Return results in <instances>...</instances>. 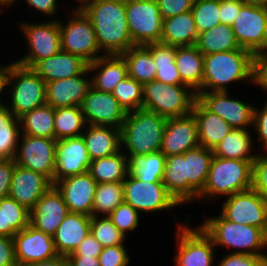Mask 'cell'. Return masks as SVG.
<instances>
[{
  "label": "cell",
  "instance_id": "7dc6e473",
  "mask_svg": "<svg viewBox=\"0 0 267 266\" xmlns=\"http://www.w3.org/2000/svg\"><path fill=\"white\" fill-rule=\"evenodd\" d=\"M108 217L125 237L126 232L134 230L139 222V212L126 202L118 205Z\"/></svg>",
  "mask_w": 267,
  "mask_h": 266
},
{
  "label": "cell",
  "instance_id": "d590c367",
  "mask_svg": "<svg viewBox=\"0 0 267 266\" xmlns=\"http://www.w3.org/2000/svg\"><path fill=\"white\" fill-rule=\"evenodd\" d=\"M196 47L203 54L242 49L236 40L232 26L219 24L198 34Z\"/></svg>",
  "mask_w": 267,
  "mask_h": 266
},
{
  "label": "cell",
  "instance_id": "681fc988",
  "mask_svg": "<svg viewBox=\"0 0 267 266\" xmlns=\"http://www.w3.org/2000/svg\"><path fill=\"white\" fill-rule=\"evenodd\" d=\"M98 260L100 266H127L130 261L123 244L103 248Z\"/></svg>",
  "mask_w": 267,
  "mask_h": 266
},
{
  "label": "cell",
  "instance_id": "d6a6232c",
  "mask_svg": "<svg viewBox=\"0 0 267 266\" xmlns=\"http://www.w3.org/2000/svg\"><path fill=\"white\" fill-rule=\"evenodd\" d=\"M128 76L144 85L155 80L157 69L151 54V44L134 45L121 54Z\"/></svg>",
  "mask_w": 267,
  "mask_h": 266
},
{
  "label": "cell",
  "instance_id": "2644e50d",
  "mask_svg": "<svg viewBox=\"0 0 267 266\" xmlns=\"http://www.w3.org/2000/svg\"><path fill=\"white\" fill-rule=\"evenodd\" d=\"M264 260H265V266H267V254H265Z\"/></svg>",
  "mask_w": 267,
  "mask_h": 266
},
{
  "label": "cell",
  "instance_id": "be15d7a7",
  "mask_svg": "<svg viewBox=\"0 0 267 266\" xmlns=\"http://www.w3.org/2000/svg\"><path fill=\"white\" fill-rule=\"evenodd\" d=\"M70 266H100L98 257L67 256Z\"/></svg>",
  "mask_w": 267,
  "mask_h": 266
},
{
  "label": "cell",
  "instance_id": "ee69618b",
  "mask_svg": "<svg viewBox=\"0 0 267 266\" xmlns=\"http://www.w3.org/2000/svg\"><path fill=\"white\" fill-rule=\"evenodd\" d=\"M112 95L126 113L143 108V85L129 76L116 85Z\"/></svg>",
  "mask_w": 267,
  "mask_h": 266
},
{
  "label": "cell",
  "instance_id": "c3c4849f",
  "mask_svg": "<svg viewBox=\"0 0 267 266\" xmlns=\"http://www.w3.org/2000/svg\"><path fill=\"white\" fill-rule=\"evenodd\" d=\"M6 227L20 232L30 224V211L13 198L5 197Z\"/></svg>",
  "mask_w": 267,
  "mask_h": 266
},
{
  "label": "cell",
  "instance_id": "6125c7cd",
  "mask_svg": "<svg viewBox=\"0 0 267 266\" xmlns=\"http://www.w3.org/2000/svg\"><path fill=\"white\" fill-rule=\"evenodd\" d=\"M17 232L12 227H6L5 197L0 199V236L13 238Z\"/></svg>",
  "mask_w": 267,
  "mask_h": 266
},
{
  "label": "cell",
  "instance_id": "03108f58",
  "mask_svg": "<svg viewBox=\"0 0 267 266\" xmlns=\"http://www.w3.org/2000/svg\"><path fill=\"white\" fill-rule=\"evenodd\" d=\"M11 65L0 67V93L4 90V87L7 85L8 82V76L10 72ZM5 104L0 102V106H3Z\"/></svg>",
  "mask_w": 267,
  "mask_h": 266
},
{
  "label": "cell",
  "instance_id": "5b68a950",
  "mask_svg": "<svg viewBox=\"0 0 267 266\" xmlns=\"http://www.w3.org/2000/svg\"><path fill=\"white\" fill-rule=\"evenodd\" d=\"M200 227L212 239L214 246L242 248L233 253L265 256V253L256 251L267 247V234L258 227L235 223L222 215L207 219Z\"/></svg>",
  "mask_w": 267,
  "mask_h": 266
},
{
  "label": "cell",
  "instance_id": "680465c9",
  "mask_svg": "<svg viewBox=\"0 0 267 266\" xmlns=\"http://www.w3.org/2000/svg\"><path fill=\"white\" fill-rule=\"evenodd\" d=\"M0 266H18L13 238L0 236Z\"/></svg>",
  "mask_w": 267,
  "mask_h": 266
},
{
  "label": "cell",
  "instance_id": "5bb4252c",
  "mask_svg": "<svg viewBox=\"0 0 267 266\" xmlns=\"http://www.w3.org/2000/svg\"><path fill=\"white\" fill-rule=\"evenodd\" d=\"M15 163L47 177L53 183L55 172L56 139L23 134Z\"/></svg>",
  "mask_w": 267,
  "mask_h": 266
},
{
  "label": "cell",
  "instance_id": "603a6c76",
  "mask_svg": "<svg viewBox=\"0 0 267 266\" xmlns=\"http://www.w3.org/2000/svg\"><path fill=\"white\" fill-rule=\"evenodd\" d=\"M52 186L53 183L47 177L16 164L8 196L31 212Z\"/></svg>",
  "mask_w": 267,
  "mask_h": 266
},
{
  "label": "cell",
  "instance_id": "9a60e30c",
  "mask_svg": "<svg viewBox=\"0 0 267 266\" xmlns=\"http://www.w3.org/2000/svg\"><path fill=\"white\" fill-rule=\"evenodd\" d=\"M177 231L178 254L174 256L177 266H211L213 263L212 239L199 226L190 229L181 226Z\"/></svg>",
  "mask_w": 267,
  "mask_h": 266
},
{
  "label": "cell",
  "instance_id": "4316f807",
  "mask_svg": "<svg viewBox=\"0 0 267 266\" xmlns=\"http://www.w3.org/2000/svg\"><path fill=\"white\" fill-rule=\"evenodd\" d=\"M196 120L199 144L214 149L233 129L222 117L209 111L198 99L191 112Z\"/></svg>",
  "mask_w": 267,
  "mask_h": 266
},
{
  "label": "cell",
  "instance_id": "8d00e7d4",
  "mask_svg": "<svg viewBox=\"0 0 267 266\" xmlns=\"http://www.w3.org/2000/svg\"><path fill=\"white\" fill-rule=\"evenodd\" d=\"M88 173L99 183L123 182L128 175V157L120 152L93 160Z\"/></svg>",
  "mask_w": 267,
  "mask_h": 266
},
{
  "label": "cell",
  "instance_id": "ab89813d",
  "mask_svg": "<svg viewBox=\"0 0 267 266\" xmlns=\"http://www.w3.org/2000/svg\"><path fill=\"white\" fill-rule=\"evenodd\" d=\"M177 46L151 43V54L157 69L155 79L168 85H183L175 65Z\"/></svg>",
  "mask_w": 267,
  "mask_h": 266
},
{
  "label": "cell",
  "instance_id": "4fadbf2b",
  "mask_svg": "<svg viewBox=\"0 0 267 266\" xmlns=\"http://www.w3.org/2000/svg\"><path fill=\"white\" fill-rule=\"evenodd\" d=\"M21 28L26 34L30 51L22 59L15 61L16 63L33 68L39 61L61 51L58 21L39 24L23 23Z\"/></svg>",
  "mask_w": 267,
  "mask_h": 266
},
{
  "label": "cell",
  "instance_id": "30bf717a",
  "mask_svg": "<svg viewBox=\"0 0 267 266\" xmlns=\"http://www.w3.org/2000/svg\"><path fill=\"white\" fill-rule=\"evenodd\" d=\"M73 18L68 24L60 26L61 51L77 55L88 64L97 60L101 56L94 28L90 19L81 9L73 11Z\"/></svg>",
  "mask_w": 267,
  "mask_h": 266
},
{
  "label": "cell",
  "instance_id": "8c879c8a",
  "mask_svg": "<svg viewBox=\"0 0 267 266\" xmlns=\"http://www.w3.org/2000/svg\"><path fill=\"white\" fill-rule=\"evenodd\" d=\"M249 1L265 2V1H267V0H249Z\"/></svg>",
  "mask_w": 267,
  "mask_h": 266
},
{
  "label": "cell",
  "instance_id": "7bdbcfd3",
  "mask_svg": "<svg viewBox=\"0 0 267 266\" xmlns=\"http://www.w3.org/2000/svg\"><path fill=\"white\" fill-rule=\"evenodd\" d=\"M124 202L123 182L99 183L93 198L92 216L109 215Z\"/></svg>",
  "mask_w": 267,
  "mask_h": 266
},
{
  "label": "cell",
  "instance_id": "f6af8a7d",
  "mask_svg": "<svg viewBox=\"0 0 267 266\" xmlns=\"http://www.w3.org/2000/svg\"><path fill=\"white\" fill-rule=\"evenodd\" d=\"M191 11L198 34L221 24L219 0H195Z\"/></svg>",
  "mask_w": 267,
  "mask_h": 266
},
{
  "label": "cell",
  "instance_id": "6da1fadb",
  "mask_svg": "<svg viewBox=\"0 0 267 266\" xmlns=\"http://www.w3.org/2000/svg\"><path fill=\"white\" fill-rule=\"evenodd\" d=\"M81 10L90 19L99 49L121 55L134 46L126 16V0H92Z\"/></svg>",
  "mask_w": 267,
  "mask_h": 266
},
{
  "label": "cell",
  "instance_id": "f546056e",
  "mask_svg": "<svg viewBox=\"0 0 267 266\" xmlns=\"http://www.w3.org/2000/svg\"><path fill=\"white\" fill-rule=\"evenodd\" d=\"M88 126L87 133H82V137L92 161L120 152V129L101 125Z\"/></svg>",
  "mask_w": 267,
  "mask_h": 266
},
{
  "label": "cell",
  "instance_id": "b9f144b4",
  "mask_svg": "<svg viewBox=\"0 0 267 266\" xmlns=\"http://www.w3.org/2000/svg\"><path fill=\"white\" fill-rule=\"evenodd\" d=\"M86 124L81 106L59 107L55 109V139L81 136L80 130Z\"/></svg>",
  "mask_w": 267,
  "mask_h": 266
},
{
  "label": "cell",
  "instance_id": "ffe728a7",
  "mask_svg": "<svg viewBox=\"0 0 267 266\" xmlns=\"http://www.w3.org/2000/svg\"><path fill=\"white\" fill-rule=\"evenodd\" d=\"M198 145L197 124L192 113L167 118L160 149L166 157L181 155Z\"/></svg>",
  "mask_w": 267,
  "mask_h": 266
},
{
  "label": "cell",
  "instance_id": "60d3db41",
  "mask_svg": "<svg viewBox=\"0 0 267 266\" xmlns=\"http://www.w3.org/2000/svg\"><path fill=\"white\" fill-rule=\"evenodd\" d=\"M19 118L8 106H0V159H14L18 150Z\"/></svg>",
  "mask_w": 267,
  "mask_h": 266
},
{
  "label": "cell",
  "instance_id": "89a4df30",
  "mask_svg": "<svg viewBox=\"0 0 267 266\" xmlns=\"http://www.w3.org/2000/svg\"><path fill=\"white\" fill-rule=\"evenodd\" d=\"M263 146H264V149L267 151V143L264 144ZM262 157H263L264 159H267V155H264V156H263V154H262Z\"/></svg>",
  "mask_w": 267,
  "mask_h": 266
},
{
  "label": "cell",
  "instance_id": "2e32d148",
  "mask_svg": "<svg viewBox=\"0 0 267 266\" xmlns=\"http://www.w3.org/2000/svg\"><path fill=\"white\" fill-rule=\"evenodd\" d=\"M81 109L88 125H101L120 129L127 113L112 93L101 92L91 87Z\"/></svg>",
  "mask_w": 267,
  "mask_h": 266
},
{
  "label": "cell",
  "instance_id": "83f0119b",
  "mask_svg": "<svg viewBox=\"0 0 267 266\" xmlns=\"http://www.w3.org/2000/svg\"><path fill=\"white\" fill-rule=\"evenodd\" d=\"M99 72L91 79L94 89L112 93L116 85L128 77L127 65L121 55H101L100 58L88 64L89 72Z\"/></svg>",
  "mask_w": 267,
  "mask_h": 266
},
{
  "label": "cell",
  "instance_id": "e0dca14e",
  "mask_svg": "<svg viewBox=\"0 0 267 266\" xmlns=\"http://www.w3.org/2000/svg\"><path fill=\"white\" fill-rule=\"evenodd\" d=\"M91 162L82 135L57 140L53 185L63 178L87 173Z\"/></svg>",
  "mask_w": 267,
  "mask_h": 266
},
{
  "label": "cell",
  "instance_id": "d6986e66",
  "mask_svg": "<svg viewBox=\"0 0 267 266\" xmlns=\"http://www.w3.org/2000/svg\"><path fill=\"white\" fill-rule=\"evenodd\" d=\"M17 265L51 260L56 252L53 237L36 230L30 224L13 237Z\"/></svg>",
  "mask_w": 267,
  "mask_h": 266
},
{
  "label": "cell",
  "instance_id": "f1b7e54d",
  "mask_svg": "<svg viewBox=\"0 0 267 266\" xmlns=\"http://www.w3.org/2000/svg\"><path fill=\"white\" fill-rule=\"evenodd\" d=\"M162 182L167 192L178 204L192 201L196 199L194 197L199 196V193L185 179V158L183 154L166 157Z\"/></svg>",
  "mask_w": 267,
  "mask_h": 266
},
{
  "label": "cell",
  "instance_id": "e575fe53",
  "mask_svg": "<svg viewBox=\"0 0 267 266\" xmlns=\"http://www.w3.org/2000/svg\"><path fill=\"white\" fill-rule=\"evenodd\" d=\"M166 156L159 150L147 155H130L128 173L144 182H162Z\"/></svg>",
  "mask_w": 267,
  "mask_h": 266
},
{
  "label": "cell",
  "instance_id": "6f0895ef",
  "mask_svg": "<svg viewBox=\"0 0 267 266\" xmlns=\"http://www.w3.org/2000/svg\"><path fill=\"white\" fill-rule=\"evenodd\" d=\"M102 249V244L98 242L91 233H89L88 236L81 241L74 252L68 256L98 257L102 252Z\"/></svg>",
  "mask_w": 267,
  "mask_h": 266
},
{
  "label": "cell",
  "instance_id": "ac0fdd59",
  "mask_svg": "<svg viewBox=\"0 0 267 266\" xmlns=\"http://www.w3.org/2000/svg\"><path fill=\"white\" fill-rule=\"evenodd\" d=\"M197 99L212 113L222 117L233 129L253 124L254 107L228 98L227 91L197 92Z\"/></svg>",
  "mask_w": 267,
  "mask_h": 266
},
{
  "label": "cell",
  "instance_id": "9c48e42d",
  "mask_svg": "<svg viewBox=\"0 0 267 266\" xmlns=\"http://www.w3.org/2000/svg\"><path fill=\"white\" fill-rule=\"evenodd\" d=\"M126 16L134 45L160 42L163 18L157 0H126Z\"/></svg>",
  "mask_w": 267,
  "mask_h": 266
},
{
  "label": "cell",
  "instance_id": "74e56055",
  "mask_svg": "<svg viewBox=\"0 0 267 266\" xmlns=\"http://www.w3.org/2000/svg\"><path fill=\"white\" fill-rule=\"evenodd\" d=\"M251 136L247 129H232L213 149V155L220 158L254 161L257 155H249Z\"/></svg>",
  "mask_w": 267,
  "mask_h": 266
},
{
  "label": "cell",
  "instance_id": "d4e9b609",
  "mask_svg": "<svg viewBox=\"0 0 267 266\" xmlns=\"http://www.w3.org/2000/svg\"><path fill=\"white\" fill-rule=\"evenodd\" d=\"M87 68L88 63L81 57L60 51L39 61L32 69L48 83L80 75Z\"/></svg>",
  "mask_w": 267,
  "mask_h": 266
},
{
  "label": "cell",
  "instance_id": "9f6ffc18",
  "mask_svg": "<svg viewBox=\"0 0 267 266\" xmlns=\"http://www.w3.org/2000/svg\"><path fill=\"white\" fill-rule=\"evenodd\" d=\"M15 165L14 159H0V199L9 195Z\"/></svg>",
  "mask_w": 267,
  "mask_h": 266
},
{
  "label": "cell",
  "instance_id": "a7ac6f4b",
  "mask_svg": "<svg viewBox=\"0 0 267 266\" xmlns=\"http://www.w3.org/2000/svg\"><path fill=\"white\" fill-rule=\"evenodd\" d=\"M13 1H16V0H0V5L2 6L3 4L4 5H10V3H13Z\"/></svg>",
  "mask_w": 267,
  "mask_h": 266
},
{
  "label": "cell",
  "instance_id": "bcb514c9",
  "mask_svg": "<svg viewBox=\"0 0 267 266\" xmlns=\"http://www.w3.org/2000/svg\"><path fill=\"white\" fill-rule=\"evenodd\" d=\"M90 233L102 244L103 248L122 245L125 240V236L111 222L108 216L100 220L98 216H91Z\"/></svg>",
  "mask_w": 267,
  "mask_h": 266
},
{
  "label": "cell",
  "instance_id": "7a4b0ae2",
  "mask_svg": "<svg viewBox=\"0 0 267 266\" xmlns=\"http://www.w3.org/2000/svg\"><path fill=\"white\" fill-rule=\"evenodd\" d=\"M253 54L245 49L204 55L202 88L198 92L227 91L230 82L252 80ZM206 89V91H205Z\"/></svg>",
  "mask_w": 267,
  "mask_h": 266
},
{
  "label": "cell",
  "instance_id": "e7e4bbea",
  "mask_svg": "<svg viewBox=\"0 0 267 266\" xmlns=\"http://www.w3.org/2000/svg\"><path fill=\"white\" fill-rule=\"evenodd\" d=\"M20 266H70V265L66 256L58 255L57 257L51 260L28 263Z\"/></svg>",
  "mask_w": 267,
  "mask_h": 266
},
{
  "label": "cell",
  "instance_id": "277c9868",
  "mask_svg": "<svg viewBox=\"0 0 267 266\" xmlns=\"http://www.w3.org/2000/svg\"><path fill=\"white\" fill-rule=\"evenodd\" d=\"M253 162L213 156L205 186L198 198L207 199L219 194L231 196L252 188Z\"/></svg>",
  "mask_w": 267,
  "mask_h": 266
},
{
  "label": "cell",
  "instance_id": "8992f818",
  "mask_svg": "<svg viewBox=\"0 0 267 266\" xmlns=\"http://www.w3.org/2000/svg\"><path fill=\"white\" fill-rule=\"evenodd\" d=\"M186 85H168L153 80L143 85V108L166 118L181 117L192 112L197 99Z\"/></svg>",
  "mask_w": 267,
  "mask_h": 266
},
{
  "label": "cell",
  "instance_id": "94428289",
  "mask_svg": "<svg viewBox=\"0 0 267 266\" xmlns=\"http://www.w3.org/2000/svg\"><path fill=\"white\" fill-rule=\"evenodd\" d=\"M28 4L45 15H53L56 13V0H26Z\"/></svg>",
  "mask_w": 267,
  "mask_h": 266
},
{
  "label": "cell",
  "instance_id": "11a10c76",
  "mask_svg": "<svg viewBox=\"0 0 267 266\" xmlns=\"http://www.w3.org/2000/svg\"><path fill=\"white\" fill-rule=\"evenodd\" d=\"M252 81L267 90V51L253 54Z\"/></svg>",
  "mask_w": 267,
  "mask_h": 266
},
{
  "label": "cell",
  "instance_id": "3957f363",
  "mask_svg": "<svg viewBox=\"0 0 267 266\" xmlns=\"http://www.w3.org/2000/svg\"><path fill=\"white\" fill-rule=\"evenodd\" d=\"M167 118L141 108L127 113L121 127V144L130 155H147L159 151Z\"/></svg>",
  "mask_w": 267,
  "mask_h": 266
},
{
  "label": "cell",
  "instance_id": "52a82bcc",
  "mask_svg": "<svg viewBox=\"0 0 267 266\" xmlns=\"http://www.w3.org/2000/svg\"><path fill=\"white\" fill-rule=\"evenodd\" d=\"M12 80L15 82L11 93L12 108L8 109L16 117L46 103V83L32 68L12 63L7 85H11Z\"/></svg>",
  "mask_w": 267,
  "mask_h": 266
},
{
  "label": "cell",
  "instance_id": "f907efd6",
  "mask_svg": "<svg viewBox=\"0 0 267 266\" xmlns=\"http://www.w3.org/2000/svg\"><path fill=\"white\" fill-rule=\"evenodd\" d=\"M253 188L267 201V159L260 154L253 162Z\"/></svg>",
  "mask_w": 267,
  "mask_h": 266
},
{
  "label": "cell",
  "instance_id": "753ad0ef",
  "mask_svg": "<svg viewBox=\"0 0 267 266\" xmlns=\"http://www.w3.org/2000/svg\"><path fill=\"white\" fill-rule=\"evenodd\" d=\"M264 3H265L266 10H267V1H265Z\"/></svg>",
  "mask_w": 267,
  "mask_h": 266
},
{
  "label": "cell",
  "instance_id": "1f68e13d",
  "mask_svg": "<svg viewBox=\"0 0 267 266\" xmlns=\"http://www.w3.org/2000/svg\"><path fill=\"white\" fill-rule=\"evenodd\" d=\"M198 32L192 11L163 20L160 43L172 46L196 45Z\"/></svg>",
  "mask_w": 267,
  "mask_h": 266
},
{
  "label": "cell",
  "instance_id": "91938a15",
  "mask_svg": "<svg viewBox=\"0 0 267 266\" xmlns=\"http://www.w3.org/2000/svg\"><path fill=\"white\" fill-rule=\"evenodd\" d=\"M253 124L256 127L258 138L261 140L262 144L267 143V102L261 111H257L254 108L253 111Z\"/></svg>",
  "mask_w": 267,
  "mask_h": 266
},
{
  "label": "cell",
  "instance_id": "003e7915",
  "mask_svg": "<svg viewBox=\"0 0 267 266\" xmlns=\"http://www.w3.org/2000/svg\"><path fill=\"white\" fill-rule=\"evenodd\" d=\"M78 1H80V2H82V3H80L81 5L78 6L77 9H81V8H83V6L87 5V4H88L90 1H92V0H78ZM83 4H84V5H83Z\"/></svg>",
  "mask_w": 267,
  "mask_h": 266
},
{
  "label": "cell",
  "instance_id": "816d5d0a",
  "mask_svg": "<svg viewBox=\"0 0 267 266\" xmlns=\"http://www.w3.org/2000/svg\"><path fill=\"white\" fill-rule=\"evenodd\" d=\"M195 0H157L163 20L190 11Z\"/></svg>",
  "mask_w": 267,
  "mask_h": 266
},
{
  "label": "cell",
  "instance_id": "484cf974",
  "mask_svg": "<svg viewBox=\"0 0 267 266\" xmlns=\"http://www.w3.org/2000/svg\"><path fill=\"white\" fill-rule=\"evenodd\" d=\"M90 220V216L69 212L52 236L59 255L67 257L74 252L90 233Z\"/></svg>",
  "mask_w": 267,
  "mask_h": 266
},
{
  "label": "cell",
  "instance_id": "ba28073f",
  "mask_svg": "<svg viewBox=\"0 0 267 266\" xmlns=\"http://www.w3.org/2000/svg\"><path fill=\"white\" fill-rule=\"evenodd\" d=\"M232 29L242 49L252 54L267 51V10L264 2L247 1Z\"/></svg>",
  "mask_w": 267,
  "mask_h": 266
},
{
  "label": "cell",
  "instance_id": "836d02e7",
  "mask_svg": "<svg viewBox=\"0 0 267 266\" xmlns=\"http://www.w3.org/2000/svg\"><path fill=\"white\" fill-rule=\"evenodd\" d=\"M185 158V179L200 193L206 183L210 164L213 159V150L198 145L183 153Z\"/></svg>",
  "mask_w": 267,
  "mask_h": 266
},
{
  "label": "cell",
  "instance_id": "4dcf8cb0",
  "mask_svg": "<svg viewBox=\"0 0 267 266\" xmlns=\"http://www.w3.org/2000/svg\"><path fill=\"white\" fill-rule=\"evenodd\" d=\"M175 65L179 71L182 84L197 93L202 88L204 55L196 45L177 47Z\"/></svg>",
  "mask_w": 267,
  "mask_h": 266
},
{
  "label": "cell",
  "instance_id": "7402d4cb",
  "mask_svg": "<svg viewBox=\"0 0 267 266\" xmlns=\"http://www.w3.org/2000/svg\"><path fill=\"white\" fill-rule=\"evenodd\" d=\"M68 214L69 209L62 194L53 185L30 212V225L36 230L53 236Z\"/></svg>",
  "mask_w": 267,
  "mask_h": 266
},
{
  "label": "cell",
  "instance_id": "cb8c5ba5",
  "mask_svg": "<svg viewBox=\"0 0 267 266\" xmlns=\"http://www.w3.org/2000/svg\"><path fill=\"white\" fill-rule=\"evenodd\" d=\"M88 72L87 68L80 75L46 83V103L54 109L81 106L86 94L92 87L91 79L87 80L82 77Z\"/></svg>",
  "mask_w": 267,
  "mask_h": 266
},
{
  "label": "cell",
  "instance_id": "f35d334b",
  "mask_svg": "<svg viewBox=\"0 0 267 266\" xmlns=\"http://www.w3.org/2000/svg\"><path fill=\"white\" fill-rule=\"evenodd\" d=\"M55 109L45 103L19 117L22 132L26 135L55 139Z\"/></svg>",
  "mask_w": 267,
  "mask_h": 266
},
{
  "label": "cell",
  "instance_id": "8fae6325",
  "mask_svg": "<svg viewBox=\"0 0 267 266\" xmlns=\"http://www.w3.org/2000/svg\"><path fill=\"white\" fill-rule=\"evenodd\" d=\"M227 197L221 212L225 219L258 227L267 234V201L253 187Z\"/></svg>",
  "mask_w": 267,
  "mask_h": 266
},
{
  "label": "cell",
  "instance_id": "7c38bea8",
  "mask_svg": "<svg viewBox=\"0 0 267 266\" xmlns=\"http://www.w3.org/2000/svg\"><path fill=\"white\" fill-rule=\"evenodd\" d=\"M124 202L130 204L136 211H160L178 205L167 192L163 182H144L128 173L123 181Z\"/></svg>",
  "mask_w": 267,
  "mask_h": 266
},
{
  "label": "cell",
  "instance_id": "f5cc1de1",
  "mask_svg": "<svg viewBox=\"0 0 267 266\" xmlns=\"http://www.w3.org/2000/svg\"><path fill=\"white\" fill-rule=\"evenodd\" d=\"M217 266H265L264 256L231 253L223 257Z\"/></svg>",
  "mask_w": 267,
  "mask_h": 266
},
{
  "label": "cell",
  "instance_id": "db71d44e",
  "mask_svg": "<svg viewBox=\"0 0 267 266\" xmlns=\"http://www.w3.org/2000/svg\"><path fill=\"white\" fill-rule=\"evenodd\" d=\"M248 0H219V12L221 24L232 26L241 7Z\"/></svg>",
  "mask_w": 267,
  "mask_h": 266
},
{
  "label": "cell",
  "instance_id": "44dd1931",
  "mask_svg": "<svg viewBox=\"0 0 267 266\" xmlns=\"http://www.w3.org/2000/svg\"><path fill=\"white\" fill-rule=\"evenodd\" d=\"M97 184L87 172L58 180L54 186L62 194L69 212L91 217Z\"/></svg>",
  "mask_w": 267,
  "mask_h": 266
}]
</instances>
